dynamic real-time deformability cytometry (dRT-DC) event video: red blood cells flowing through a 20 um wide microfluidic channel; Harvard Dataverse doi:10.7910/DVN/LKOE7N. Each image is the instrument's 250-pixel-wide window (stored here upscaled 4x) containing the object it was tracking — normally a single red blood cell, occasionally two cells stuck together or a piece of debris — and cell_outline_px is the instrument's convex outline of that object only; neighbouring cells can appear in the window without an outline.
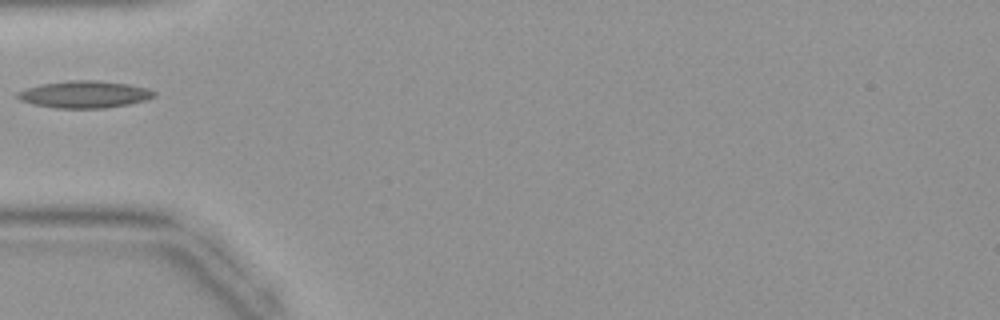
{"species": "common noctule bat (a hibernating species)", "species_latin": "Nyctalus noctula", "temperature_condition": "warm", "stored_images_in_passage": 30, "camera_frame_rate_fps": 3000, "um_per_image_px": 0.085, "animal": {"sex": "female", "body_mass_g": 19.9}, "frame": {"image": 1, "passage_image": 1, "time_ms": 0.0, "image_size_px": [1000, 320], "cell_outline_px": [[156, 96], [144, 100], [128, 104], [104, 108], [52, 108], [32, 104], [20, 100], [16, 96], [16, 92], [24, 88], [40, 84], [72, 80], [96, 80], [128, 84], [148, 88], [156, 92]], "centroid_in_image_um": [7.14, 8.02], "position_along_channel_um": 77.9, "area_um2": 21.68}}
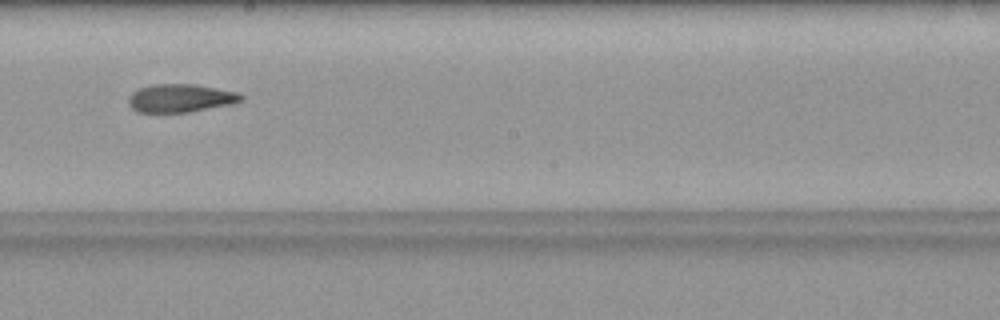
{"frame": {"image": 2, "passage_image": 11, "time_ms": 3.333, "image_size_px": [1000, 320], "cell_outline_px": [[244, 100], [232, 104], [188, 112], [136, 112], [128, 104], [128, 96], [132, 92], [140, 88], [152, 84], [192, 84], [240, 92], [244, 96]], "centroid_in_image_um": [15.35, 8.34], "position_along_channel_um": 232.8, "area_um2": 18.61}}
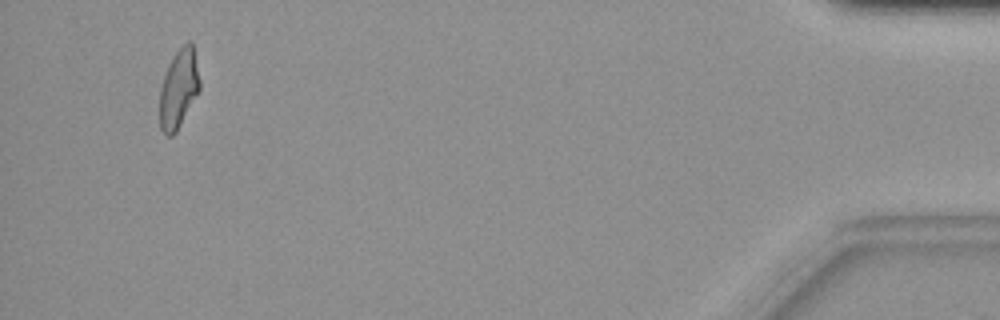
{"frame": {"image": 3, "passage_image": 28, "time_ms": 9.0, "image_size_px": [1000, 320], "cell_outline_px": [[200, 92], [176, 132], [172, 136], [164, 136], [160, 128], [160, 88], [168, 64], [176, 52], [188, 40], [192, 40], [200, 80]], "centroid_in_image_um": [15.2, 7.56], "position_along_channel_um": 420.0, "area_um2": 18.61}}